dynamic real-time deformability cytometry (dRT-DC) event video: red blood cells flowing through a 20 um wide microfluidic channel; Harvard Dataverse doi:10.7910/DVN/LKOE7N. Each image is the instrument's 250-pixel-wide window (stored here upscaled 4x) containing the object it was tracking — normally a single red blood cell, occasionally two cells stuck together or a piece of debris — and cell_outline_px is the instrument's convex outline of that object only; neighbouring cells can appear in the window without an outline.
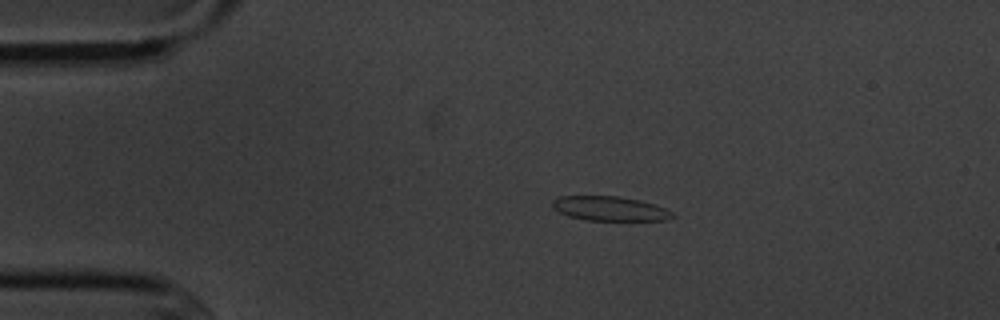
{"species": "common noctule bat (a hibernating species)", "species_latin": "Nyctalus noctula", "temperature_condition": "cold", "stored_images_in_passage": 9, "camera_frame_rate_fps": 3000, "um_per_image_px": 0.085, "animal": {"sex": "male", "body_mass_g": 20.1, "forearm_length_mm": 53.5}, "frame": {"image": 1, "passage_image": 2, "time_ms": 1.333, "image_size_px": [1000, 320], "cell_outline_px": [[676, 216], [668, 220], [588, 220], [568, 216], [552, 208], [552, 200], [560, 196], [620, 196], [640, 200], [656, 204], [672, 212]], "centroid_in_image_um": [51.85, 17.72], "position_along_channel_um": 33.2, "area_um2": 17.17}}
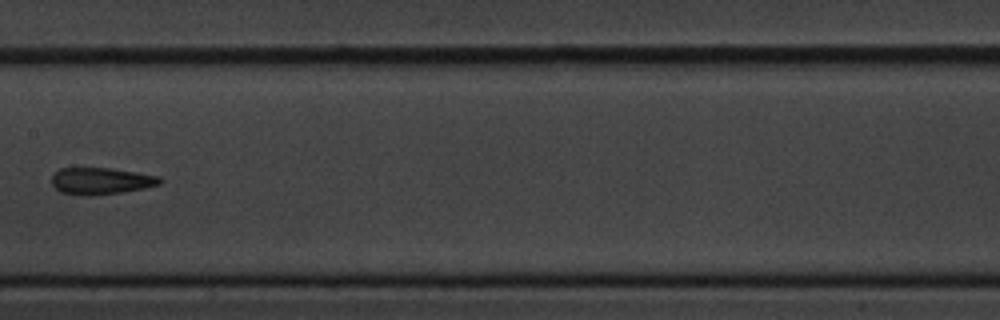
{"frame": {"image": 2, "passage_image": 7, "time_ms": 7.0, "image_size_px": [1000, 320], "cell_outline_px": [[164, 180], [160, 184], [144, 188], [120, 192], [92, 196], [84, 196], [64, 192], [56, 188], [52, 184], [52, 172], [60, 168], [112, 168], [160, 176]], "centroid_in_image_um": [8.59, 15.37], "position_along_channel_um": 198.8, "area_um2": 16.94}}
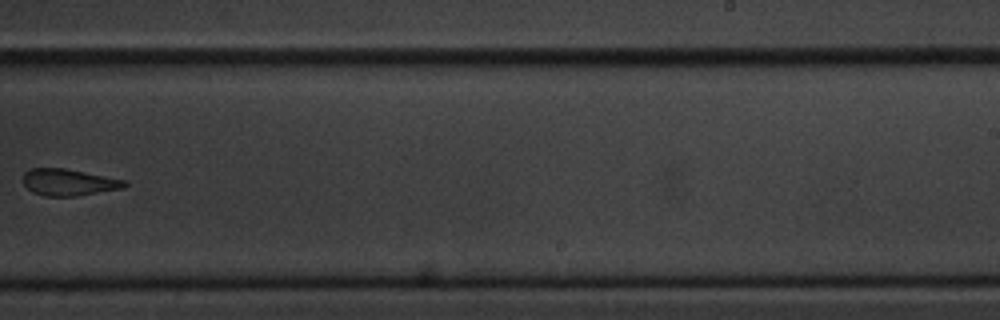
{"frame": {"image": 3, "passage_image": 9, "time_ms": 9.333, "image_size_px": [1000, 320], "cell_outline_px": [[128, 184], [124, 188], [76, 196], [44, 196], [32, 192], [20, 180], [24, 172], [32, 168], [64, 168], [124, 180]], "centroid_in_image_um": [5.78, 15.5], "position_along_channel_um": 283.2, "area_um2": 15.78}}